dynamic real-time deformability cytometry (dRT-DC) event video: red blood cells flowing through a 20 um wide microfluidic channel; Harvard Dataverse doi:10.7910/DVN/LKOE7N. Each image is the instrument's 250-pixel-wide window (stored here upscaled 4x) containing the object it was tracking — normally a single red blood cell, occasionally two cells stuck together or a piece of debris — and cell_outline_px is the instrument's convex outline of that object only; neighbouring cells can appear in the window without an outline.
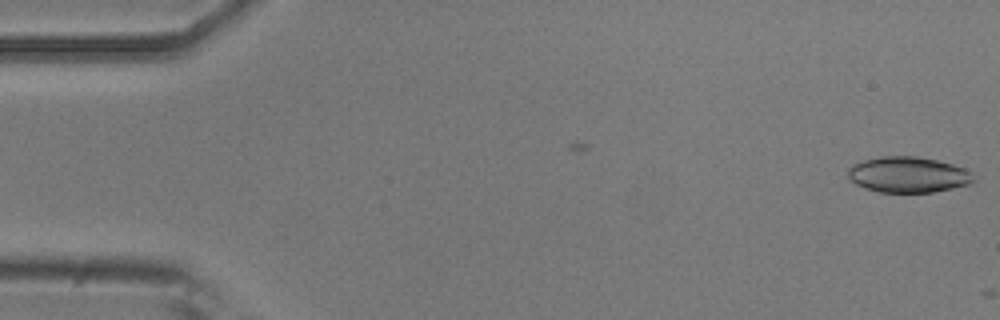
{"species": "common noctule bat (a hibernating species)", "species_latin": "Nyctalus noctula", "temperature_condition": "room temperature", "stored_images_in_passage": 2, "camera_frame_rate_fps": 3000, "um_per_image_px": 0.085, "animal": {"sex": "male", "body_mass_g": 20.5, "forearm_length_mm": 52.5}, "frame": {"image": 1, "passage_image": 2, "time_ms": 0.333, "image_size_px": [1000, 320], "cell_outline_px": [[976, 180], [972, 184], [932, 192], [880, 192], [864, 188], [848, 180], [848, 168], [852, 164], [864, 160], [880, 156], [916, 156], [936, 160], [952, 164], [964, 168], [972, 172]], "centroid_in_image_um": [77.19, 14.85], "position_along_channel_um": 7.8, "area_um2": 26.41}}